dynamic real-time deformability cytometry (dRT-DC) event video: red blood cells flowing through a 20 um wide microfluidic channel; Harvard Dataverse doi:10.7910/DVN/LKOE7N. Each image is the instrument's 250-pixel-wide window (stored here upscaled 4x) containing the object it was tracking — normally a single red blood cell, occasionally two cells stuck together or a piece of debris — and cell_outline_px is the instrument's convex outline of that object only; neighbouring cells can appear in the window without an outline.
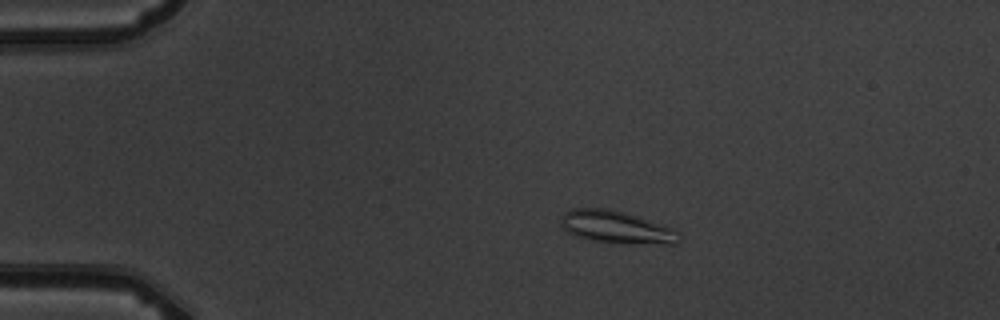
{"species": "common noctule bat (a hibernating species)", "species_latin": "Nyctalus noctula", "temperature_condition": "warm", "stored_images_in_passage": 4, "camera_frame_rate_fps": 3000, "um_per_image_px": 0.085, "animal": {"sex": "male", "body_mass_g": 19.5, "forearm_length_mm": 54.6}, "frame": {"image": 1, "passage_image": 2, "time_ms": 1.0, "image_size_px": [1000, 320], "cell_outline_px": [[680, 240], [676, 244], [624, 244], [588, 240], [576, 236], [568, 232], [560, 224], [560, 220], [564, 212], [572, 208], [608, 208], [624, 212], [672, 228], [676, 232]], "centroid_in_image_um": [52.35, 19.32], "position_along_channel_um": 32.7, "area_um2": 22.43}}
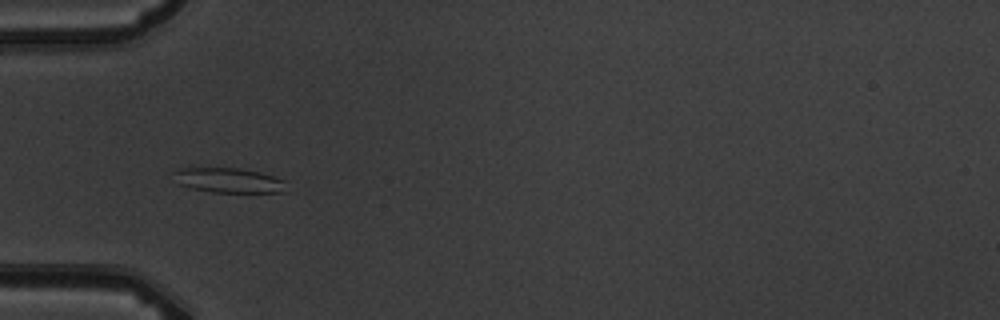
{"frame": {"image": 2, "passage_image": 4, "time_ms": 3.333, "image_size_px": [1000, 320], "cell_outline_px": [[288, 192], [212, 192], [192, 188], [180, 184], [172, 172], [180, 168], [192, 164], [240, 168], [272, 176], [284, 180]], "centroid_in_image_um": [19.35, 15.27], "position_along_channel_um": 65.7, "area_um2": 16.94}}